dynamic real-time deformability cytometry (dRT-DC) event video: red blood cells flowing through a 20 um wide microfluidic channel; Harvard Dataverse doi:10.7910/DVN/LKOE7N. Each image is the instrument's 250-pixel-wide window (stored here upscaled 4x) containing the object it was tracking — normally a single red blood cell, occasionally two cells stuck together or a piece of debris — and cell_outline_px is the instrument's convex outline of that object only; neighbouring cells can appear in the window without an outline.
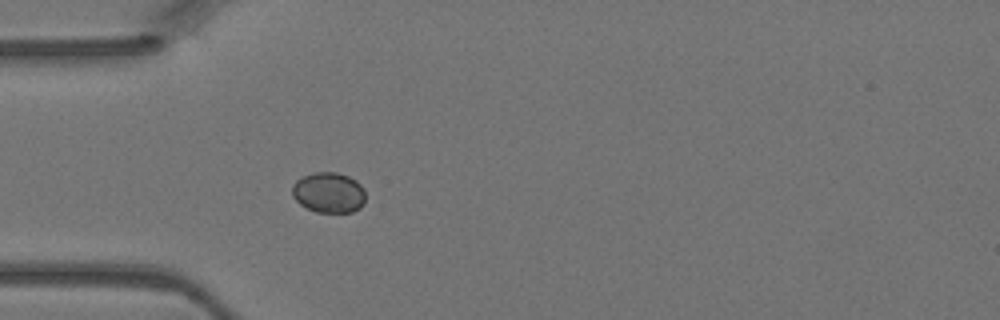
{"species": "Egyptian fruit bat (a non-hibernating species)", "species_latin": "Rousettus aegyptiacus", "temperature_condition": "warm", "stored_images_in_passage": 3, "camera_frame_rate_fps": 3000, "um_per_image_px": 0.085, "animal": {"sex": "female"}, "frame": {"image": 1, "passage_image": 3, "time_ms": 0.667, "image_size_px": [1000, 320], "cell_outline_px": [[364, 204], [360, 208], [352, 212], [316, 212], [300, 204], [292, 196], [292, 184], [296, 180], [304, 176], [316, 172], [336, 172], [348, 176], [356, 180], [364, 188]], "centroid_in_image_um": [27.94, 16.37], "position_along_channel_um": 57.1, "area_um2": 17.34}}